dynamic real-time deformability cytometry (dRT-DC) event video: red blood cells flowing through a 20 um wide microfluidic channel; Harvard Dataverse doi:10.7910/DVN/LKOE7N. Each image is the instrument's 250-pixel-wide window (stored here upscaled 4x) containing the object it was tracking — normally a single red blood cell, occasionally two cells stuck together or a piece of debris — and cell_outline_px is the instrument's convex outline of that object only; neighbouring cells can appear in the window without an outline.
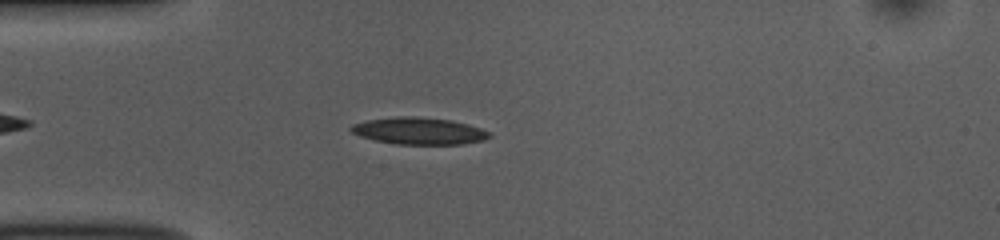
{"species": "common noctule bat (a hibernating species)", "species_latin": "Nyctalus noctula", "temperature_condition": "room temperature", "stored_images_in_passage": 41, "camera_frame_rate_fps": 3000, "um_per_image_px": 0.085, "animal": {"sex": "female", "body_mass_g": 10.0, "forearm_length_mm": 53.1}, "frame": {"image": 1, "passage_image": 3, "time_ms": 0.667, "image_size_px": [1000, 240], "cell_outline_px": [[492, 136], [484, 140], [464, 144], [396, 144], [376, 140], [360, 136], [352, 132], [348, 128], [352, 124], [368, 120], [400, 116], [416, 116], [452, 120], [468, 124], [480, 128], [488, 132]], "centroid_in_image_um": [35.62, 11.13], "position_along_channel_um": 49.4, "area_um2": 21.68}}
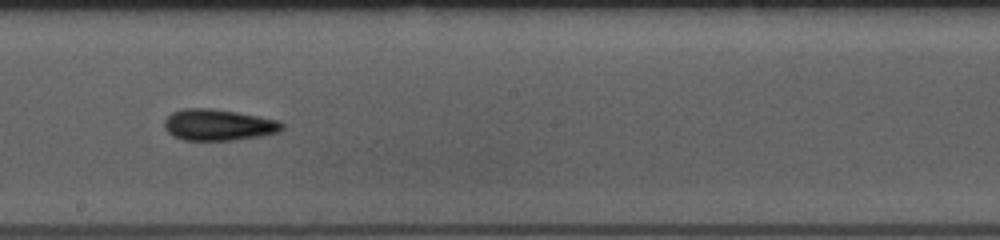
{"frame": {"image": 2, "passage_image": 18, "time_ms": 5.667, "image_size_px": [1000, 240], "cell_outline_px": [[284, 128], [280, 132], [260, 136], [236, 140], [184, 140], [172, 136], [164, 128], [164, 120], [172, 112], [184, 108], [208, 108], [236, 112], [280, 120], [284, 124]], "centroid_in_image_um": [18.57, 10.62], "position_along_channel_um": 229.6, "area_um2": 21.62}}
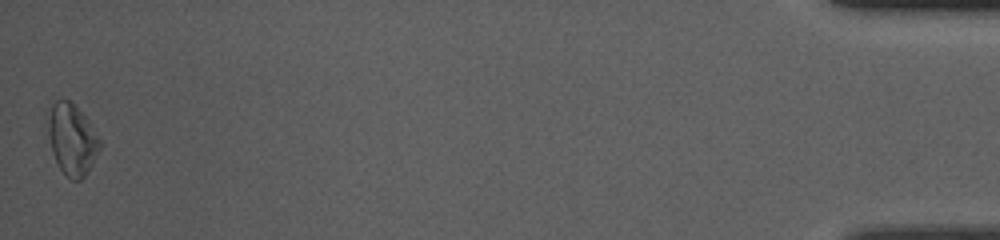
{"frame": {"image": 3, "passage_image": 41, "time_ms": 13.333, "image_size_px": [1000, 240], "cell_outline_px": [[100, 148], [84, 176], [80, 180], [72, 180], [56, 164], [52, 152], [48, 136], [48, 120], [52, 104], [56, 100], [68, 100], [88, 120], [100, 140]], "centroid_in_image_um": [6.1, 11.86], "position_along_channel_um": 429.1, "area_um2": 20.87}, "authors_computed_cell_mechanics": {"area_um2": 20.2878, "velocity_mm_per_s": 3.8167, "shape_relaxation_time_tau1_ms": 3.2213, "shape_relaxation_time_tau2_ms": 4.5159, "deformation_change_tau1": 0.1283, "deformation_change_tau2": 0.163}}